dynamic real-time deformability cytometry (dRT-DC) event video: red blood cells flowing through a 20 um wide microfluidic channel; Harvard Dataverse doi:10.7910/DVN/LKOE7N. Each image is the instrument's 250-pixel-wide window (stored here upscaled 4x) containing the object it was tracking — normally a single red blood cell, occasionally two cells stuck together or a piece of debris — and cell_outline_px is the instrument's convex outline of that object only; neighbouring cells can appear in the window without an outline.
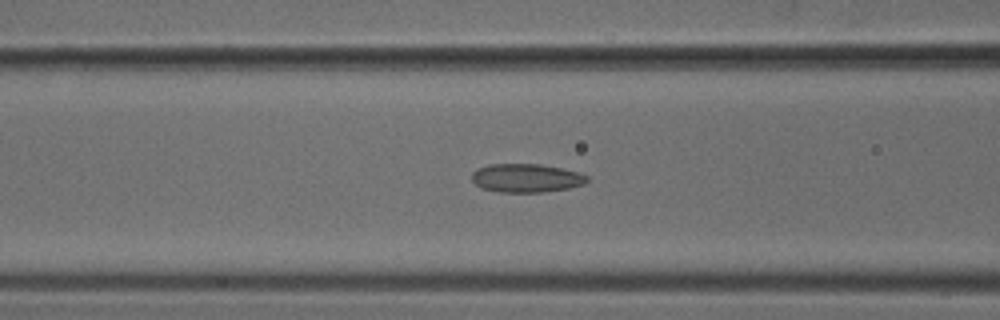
{"species": "common noctule bat (a hibernating species)", "species_latin": "Nyctalus noctula", "temperature_condition": "cold", "stored_images_in_passage": 40, "camera_frame_rate_fps": 3000, "um_per_image_px": 0.085, "animal": {"sex": "male", "body_mass_g": 18.8}, "frame": {"image": 1, "passage_image": 9, "time_ms": 2.667, "image_size_px": [1000, 320], "cell_outline_px": [[588, 180], [584, 184], [568, 188], [540, 192], [500, 192], [480, 188], [472, 180], [472, 172], [488, 164], [540, 164], [580, 172], [588, 176]], "centroid_in_image_um": [44.73, 15.13], "position_along_channel_um": 121.9, "area_um2": 19.13}}
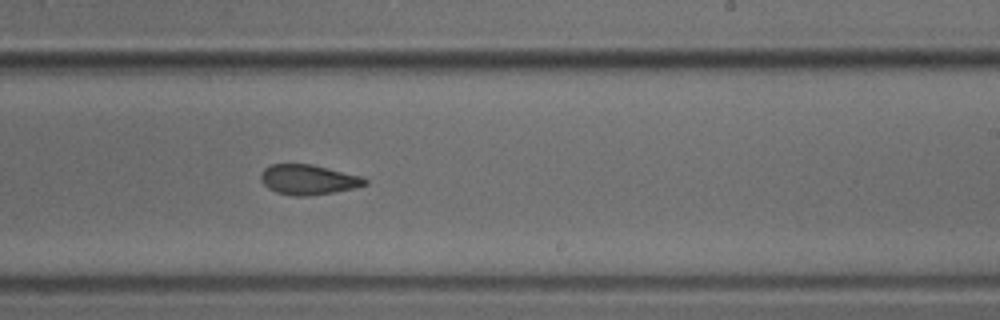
{"frame": {"image": 2, "passage_image": 20, "time_ms": 6.333, "image_size_px": [1000, 320], "cell_outline_px": [[368, 184], [352, 188], [332, 192], [308, 196], [292, 196], [276, 192], [268, 188], [260, 180], [260, 172], [264, 168], [272, 164], [312, 164], [360, 176], [368, 180]], "centroid_in_image_um": [26.16, 15.27], "position_along_channel_um": 262.8, "area_um2": 18.15}}
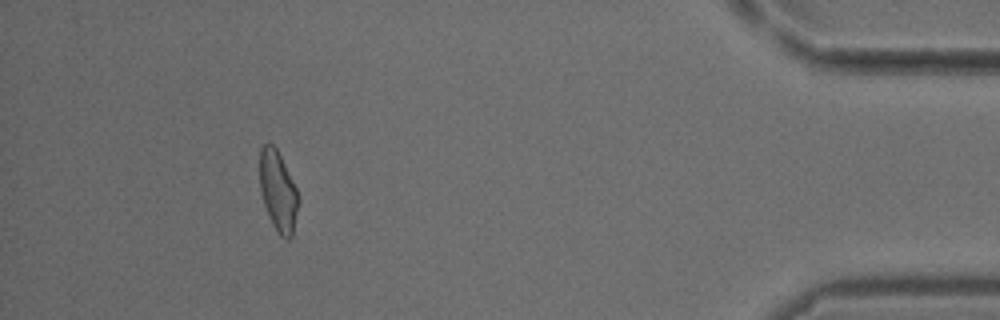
{"frame": {"image": 3, "passage_image": 36, "time_ms": 11.667, "image_size_px": [1000, 320], "cell_outline_px": [[300, 204], [292, 236], [288, 240], [284, 240], [276, 232], [268, 216], [264, 204], [260, 188], [260, 148], [264, 144], [272, 144], [276, 148], [300, 196]], "centroid_in_image_um": [23.66, 16.33], "position_along_channel_um": 411.5, "area_um2": 18.26}}